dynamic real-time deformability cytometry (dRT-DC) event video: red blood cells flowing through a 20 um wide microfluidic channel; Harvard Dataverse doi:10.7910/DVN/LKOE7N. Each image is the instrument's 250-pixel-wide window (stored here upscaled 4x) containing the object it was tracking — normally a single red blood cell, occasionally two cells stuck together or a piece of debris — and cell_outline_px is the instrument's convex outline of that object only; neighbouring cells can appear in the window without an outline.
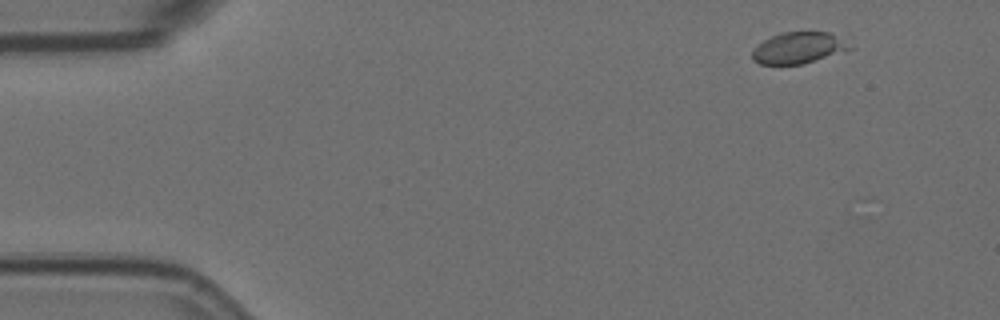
{"species": "Egyptian fruit bat (a non-hibernating species)", "species_latin": "Rousettus aegyptiacus", "temperature_condition": "room temperature", "stored_images_in_passage": 7, "camera_frame_rate_fps": 3000, "um_per_image_px": 0.085, "animal": {"sex": "female"}, "frame": {"image": 1, "passage_image": 2, "time_ms": 0.333, "image_size_px": [1000, 320], "cell_outline_px": [[852, 48], [848, 52], [804, 64], [760, 64], [752, 60], [752, 52], [764, 40], [780, 32], [828, 32], [852, 36]], "centroid_in_image_um": [68.08, 4.05], "position_along_channel_um": 16.9, "area_um2": 18.67}}